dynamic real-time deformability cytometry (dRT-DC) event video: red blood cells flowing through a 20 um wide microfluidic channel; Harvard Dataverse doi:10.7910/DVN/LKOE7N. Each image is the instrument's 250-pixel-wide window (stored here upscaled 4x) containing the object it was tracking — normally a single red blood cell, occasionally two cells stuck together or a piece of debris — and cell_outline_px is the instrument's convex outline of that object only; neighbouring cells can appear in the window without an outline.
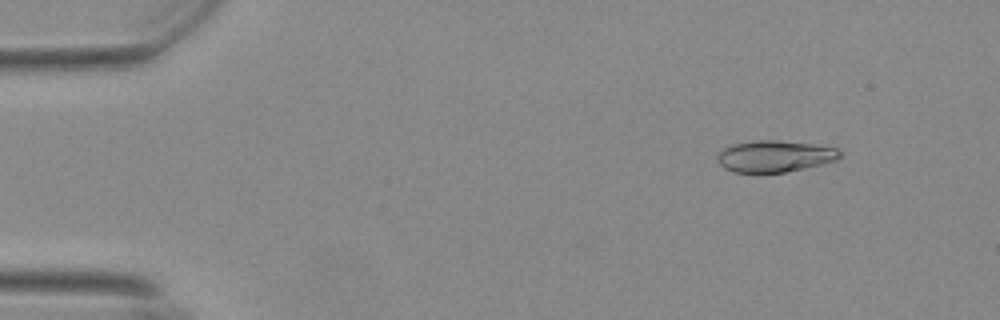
{"species": "Egyptian fruit bat (a non-hibernating species)", "species_latin": "Rousettus aegyptiacus", "temperature_condition": "warm", "stored_images_in_passage": 55, "camera_frame_rate_fps": 3000, "um_per_image_px": 0.085, "animal": {"sex": "female"}, "frame": {"image": 1, "passage_image": 6, "time_ms": 1.667, "image_size_px": [1000, 320], "cell_outline_px": [[840, 156], [836, 160], [804, 168], [784, 172], [732, 172], [724, 168], [720, 164], [716, 156], [724, 148], [732, 144], [752, 140], [776, 140], [812, 144], [836, 148], [840, 152]], "centroid_in_image_um": [65.81, 13.27], "position_along_channel_um": 19.2, "area_um2": 22.31}}
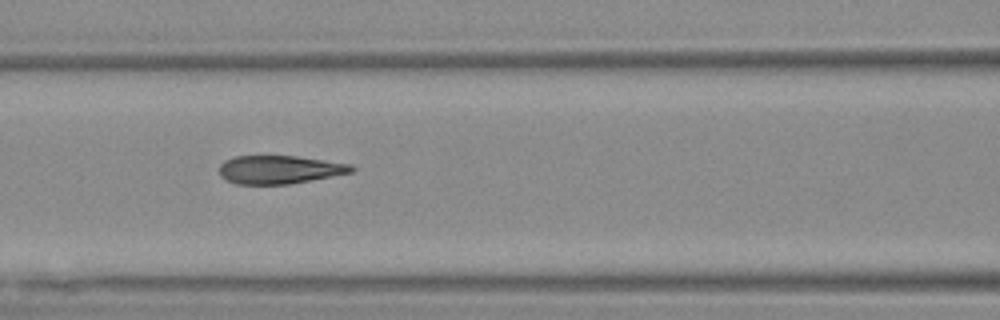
{"frame": {"image": 2, "passage_image": 24, "time_ms": 7.667, "image_size_px": [1000, 320], "cell_outline_px": [[356, 168], [352, 172], [288, 184], [236, 184], [228, 180], [220, 172], [220, 164], [224, 160], [236, 156], [296, 156], [352, 164]], "centroid_in_image_um": [23.77, 14.4], "position_along_channel_um": 142.8, "area_um2": 21.5}}
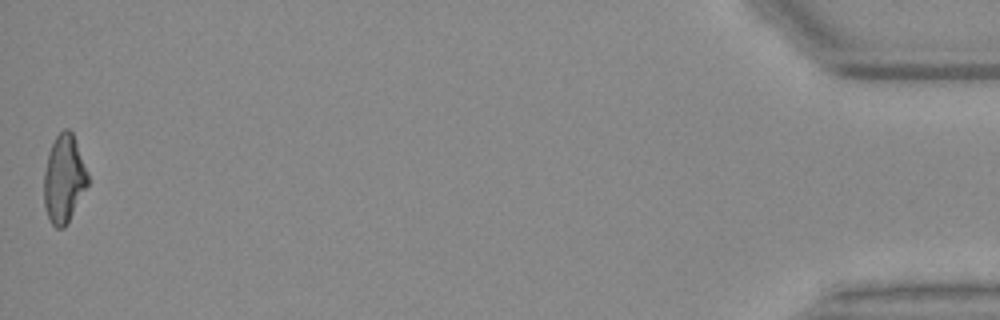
{"frame": {"image": 3, "passage_image": 55, "time_ms": 18.0, "image_size_px": [1000, 320], "cell_outline_px": [[88, 184], [64, 228], [56, 228], [52, 224], [48, 216], [44, 204], [44, 172], [48, 152], [56, 136], [64, 128], [68, 128], [72, 132], [88, 172]], "centroid_in_image_um": [5.42, 15.18], "position_along_channel_um": 429.8, "area_um2": 22.2}, "authors_computed_cell_mechanics": {"area_um2": 22.7154, "velocity_mm_per_s": 3.694, "shape_relaxation_time_tau1_ms": 10.6048, "shape_relaxation_time_tau2_ms": 1.2065, "deformation_change_tau1": 0.2922, "deformation_change_tau2": 0.078}}